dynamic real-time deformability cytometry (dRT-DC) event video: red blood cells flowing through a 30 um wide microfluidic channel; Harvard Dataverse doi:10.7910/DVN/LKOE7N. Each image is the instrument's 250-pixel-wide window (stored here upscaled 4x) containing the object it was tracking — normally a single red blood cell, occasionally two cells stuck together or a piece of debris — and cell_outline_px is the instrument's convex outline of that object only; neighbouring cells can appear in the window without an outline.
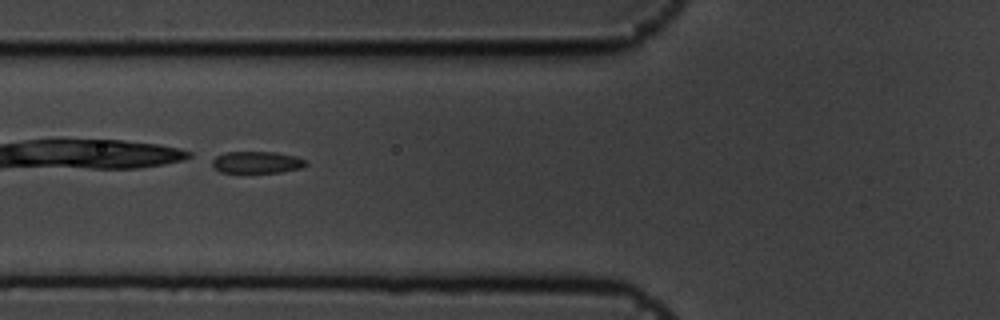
{"species": "common noctule bat (a hibernating species)", "species_latin": "Nyctalus noctula", "temperature_condition": "cold", "stored_images_in_passage": 7, "camera_frame_rate_fps": 3000, "um_per_image_px": 0.085, "animal": {"sex": "male", "body_mass_g": 19.5, "forearm_length_mm": 54.6}, "frame": {"image": 1, "passage_image": 6, "time_ms": 1.667, "image_size_px": [1000, 320], "cell_outline_px": [[308, 164], [300, 168], [280, 172], [220, 172], [212, 168], [212, 160], [216, 156], [228, 152], [276, 152], [296, 156], [304, 160]], "centroid_in_image_um": [21.81, 13.79], "position_along_channel_um": 104.0, "area_um2": 11.85}}
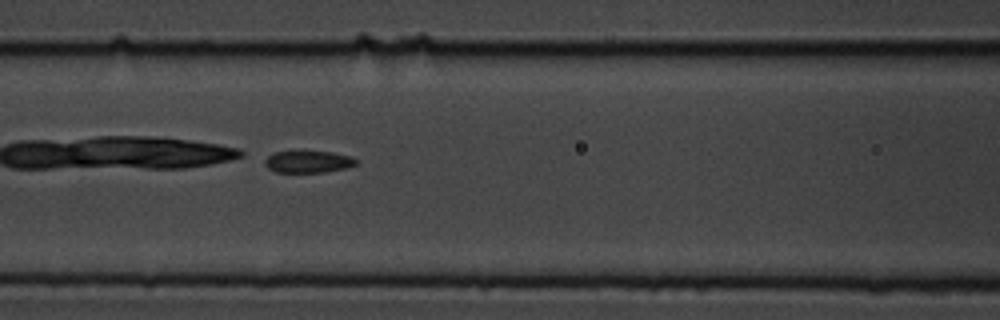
{"frame": {"image": 2, "passage_image": 7, "time_ms": 2.0, "image_size_px": [1000, 320], "cell_outline_px": [[356, 164], [348, 168], [324, 172], [276, 172], [268, 168], [264, 164], [264, 160], [268, 156], [276, 152], [292, 148], [332, 152], [352, 156], [356, 160]], "centroid_in_image_um": [26.17, 13.7], "position_along_channel_um": 140.4, "area_um2": 12.37}}